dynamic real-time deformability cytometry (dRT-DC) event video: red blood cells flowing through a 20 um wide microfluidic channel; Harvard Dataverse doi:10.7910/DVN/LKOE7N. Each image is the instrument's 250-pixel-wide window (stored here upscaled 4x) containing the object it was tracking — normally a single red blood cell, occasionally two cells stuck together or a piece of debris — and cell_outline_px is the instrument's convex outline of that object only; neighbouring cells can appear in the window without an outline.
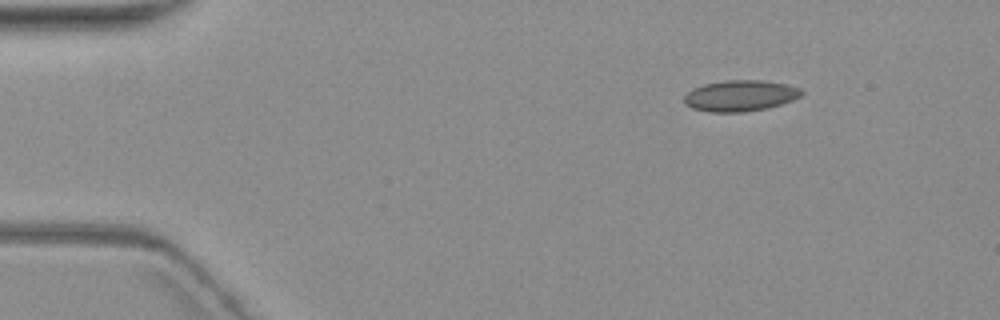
{"species": "common noctule bat (a hibernating species)", "species_latin": "Nyctalus noctula", "temperature_condition": "warm", "stored_images_in_passage": 5, "camera_frame_rate_fps": 3000, "um_per_image_px": 0.085, "animal": {"sex": "female", "body_mass_g": 19.3, "forearm_length_mm": 54.1}, "frame": {"image": 1, "passage_image": 1, "time_ms": 0.0, "image_size_px": [1000, 320], "cell_outline_px": [[804, 92], [800, 96], [792, 100], [768, 108], [744, 112], [708, 112], [692, 108], [684, 104], [684, 96], [688, 92], [704, 84], [724, 80], [764, 80], [784, 84], [800, 88]], "centroid_in_image_um": [62.91, 8.14], "position_along_channel_um": 22.1, "area_um2": 21.21}}
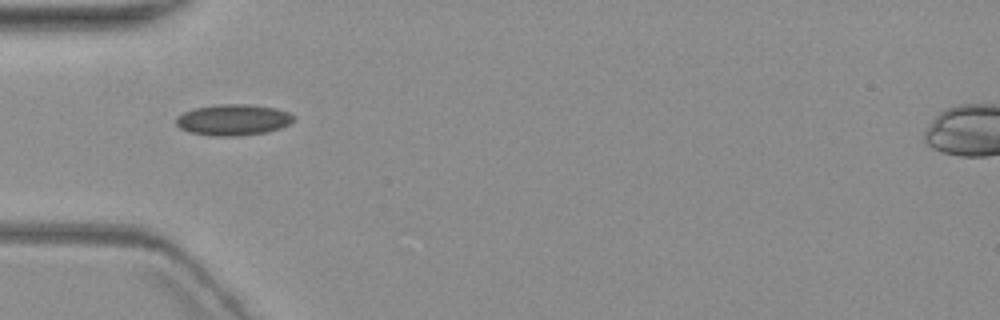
{"frame": {"image": 2, "passage_image": 4, "time_ms": 3.667, "image_size_px": [1000, 320], "cell_outline_px": [[296, 116], [288, 124], [280, 128], [264, 132], [240, 136], [212, 136], [192, 132], [180, 128], [176, 124], [176, 116], [184, 112], [196, 108], [216, 104], [248, 104], [276, 108], [288, 112]], "centroid_in_image_um": [19.81, 10.18], "position_along_channel_um": 65.2, "area_um2": 21.21}}
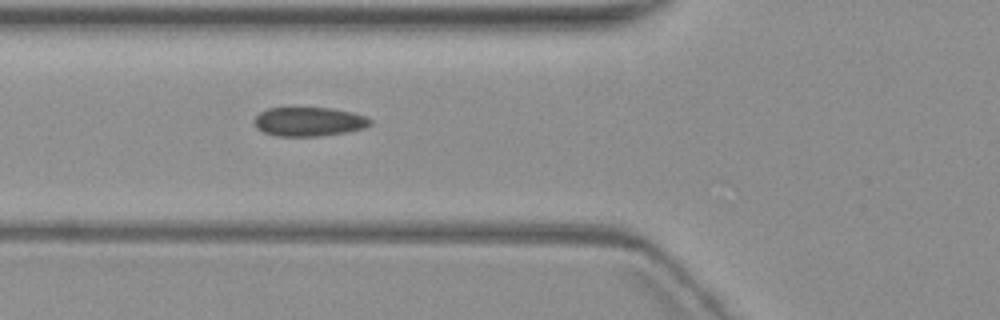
{"frame": {"image": 3, "passage_image": 5, "time_ms": 4.667, "image_size_px": [1000, 320], "cell_outline_px": [[372, 124], [364, 128], [348, 132], [320, 136], [276, 136], [264, 132], [256, 128], [256, 116], [260, 112], [268, 108], [332, 108], [352, 112], [364, 116], [372, 120]], "centroid_in_image_um": [26.29, 10.34], "position_along_channel_um": 99.5, "area_um2": 19.59}}